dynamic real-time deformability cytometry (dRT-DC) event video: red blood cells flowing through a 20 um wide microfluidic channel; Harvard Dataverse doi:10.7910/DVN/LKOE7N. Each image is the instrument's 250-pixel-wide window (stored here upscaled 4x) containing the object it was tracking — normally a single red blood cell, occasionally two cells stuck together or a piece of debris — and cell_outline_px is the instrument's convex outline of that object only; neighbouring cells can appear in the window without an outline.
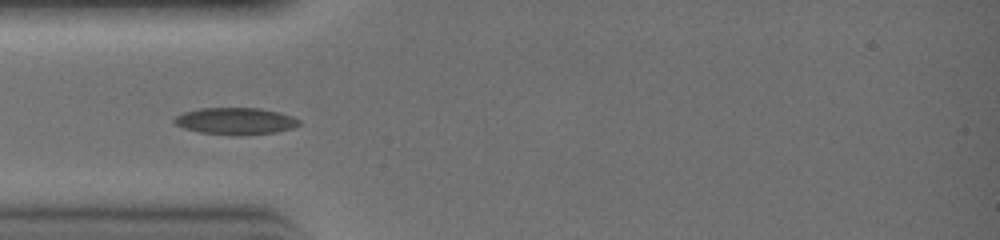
{"species": "common noctule bat (a hibernating species)", "species_latin": "Nyctalus noctula", "temperature_condition": "warm", "stored_images_in_passage": 6, "camera_frame_rate_fps": 3000, "um_per_image_px": 0.085, "animal": {"sex": "female", "body_mass_g": 19.0, "forearm_length_mm": 51.5}, "frame": {"image": 1, "passage_image": 3, "time_ms": 0.667, "image_size_px": [1000, 240], "cell_outline_px": [[300, 124], [292, 128], [276, 132], [240, 136], [200, 132], [184, 128], [176, 124], [172, 120], [176, 116], [184, 112], [200, 108], [260, 108], [292, 116], [300, 120]], "centroid_in_image_um": [20.02, 10.29], "position_along_channel_um": 65.0, "area_um2": 19.48}}